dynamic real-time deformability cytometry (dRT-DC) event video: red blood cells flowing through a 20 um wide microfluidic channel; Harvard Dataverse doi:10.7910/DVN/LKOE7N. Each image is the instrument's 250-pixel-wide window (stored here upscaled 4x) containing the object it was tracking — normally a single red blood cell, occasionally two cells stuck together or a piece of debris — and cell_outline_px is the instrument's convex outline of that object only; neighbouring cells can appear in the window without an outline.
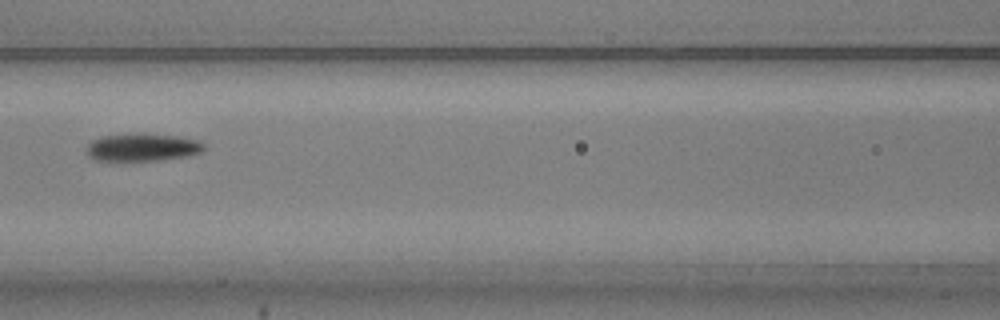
{"species": "common noctule bat (a hibernating species)", "species_latin": "Nyctalus noctula", "temperature_condition": "warm", "stored_images_in_passage": 6, "camera_frame_rate_fps": 3000, "um_per_image_px": 0.085, "animal": {"sex": "male", "body_mass_g": 20.5, "forearm_length_mm": 52.5}, "frame": {"image": 1, "passage_image": 6, "time_ms": 1.667, "image_size_px": [1000, 320], "cell_outline_px": [[204, 148], [200, 152], [184, 156], [160, 160], [92, 160], [88, 156], [88, 144], [92, 140], [100, 136], [140, 132], [180, 136], [200, 140], [204, 144]], "centroid_in_image_um": [12.1, 12.49], "position_along_channel_um": 154.5, "area_um2": 19.13}}